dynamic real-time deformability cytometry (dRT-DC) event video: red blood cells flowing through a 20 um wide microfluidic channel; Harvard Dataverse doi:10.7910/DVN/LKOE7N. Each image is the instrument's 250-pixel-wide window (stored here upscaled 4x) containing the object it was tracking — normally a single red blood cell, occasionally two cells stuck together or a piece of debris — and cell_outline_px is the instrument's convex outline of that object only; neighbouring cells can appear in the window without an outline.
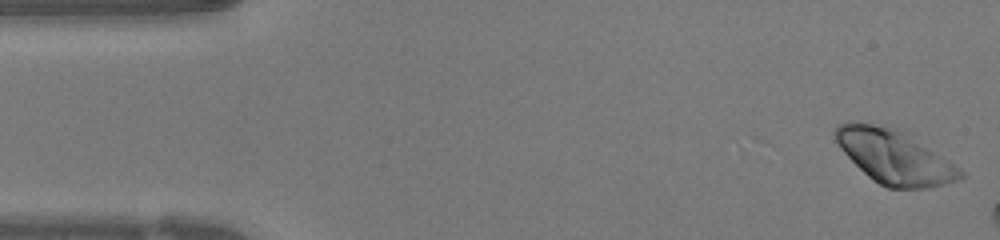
{"species": "human", "species_latin": "Homo sapiens", "temperature_condition": "warm", "stored_images_in_passage": 8, "camera_frame_rate_fps": 3000, "um_per_image_px": 0.085, "donor": {"sex": "female"}, "frame": {"image": 1, "passage_image": 1, "time_ms": 0.0, "image_size_px": [1000, 240], "cell_outline_px": [[964, 176], [956, 180], [944, 184], [928, 188], [888, 188], [880, 184], [868, 176], [840, 148], [832, 132], [840, 124], [848, 120], [852, 120], [904, 128], [960, 168], [964, 172]], "centroid_in_image_um": [76.04, 13.26], "position_along_channel_um": 9.0, "area_um2": 39.82}}